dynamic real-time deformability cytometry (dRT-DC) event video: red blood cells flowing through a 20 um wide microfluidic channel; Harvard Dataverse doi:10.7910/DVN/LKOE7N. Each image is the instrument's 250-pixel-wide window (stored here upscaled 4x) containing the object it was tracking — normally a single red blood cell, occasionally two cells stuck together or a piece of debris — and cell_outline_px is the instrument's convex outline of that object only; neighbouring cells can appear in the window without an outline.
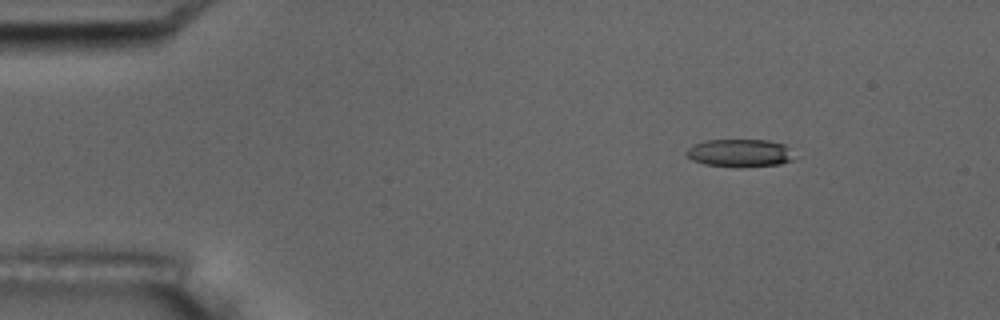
{"species": "common noctule bat (a hibernating species)", "species_latin": "Nyctalus noctula", "temperature_condition": "room temperature", "stored_images_in_passage": 5, "camera_frame_rate_fps": 3000, "um_per_image_px": 0.085, "animal": {"sex": "male", "body_mass_g": 17.5, "forearm_length_mm": 52.3}, "frame": {"image": 1, "passage_image": 3, "time_ms": 2.333, "image_size_px": [1000, 320], "cell_outline_px": [[796, 160], [780, 164], [704, 164], [692, 160], [684, 152], [692, 144], [704, 140], [768, 140], [784, 144]], "centroid_in_image_um": [62.85, 12.95], "position_along_channel_um": 22.2, "area_um2": 16.65}}